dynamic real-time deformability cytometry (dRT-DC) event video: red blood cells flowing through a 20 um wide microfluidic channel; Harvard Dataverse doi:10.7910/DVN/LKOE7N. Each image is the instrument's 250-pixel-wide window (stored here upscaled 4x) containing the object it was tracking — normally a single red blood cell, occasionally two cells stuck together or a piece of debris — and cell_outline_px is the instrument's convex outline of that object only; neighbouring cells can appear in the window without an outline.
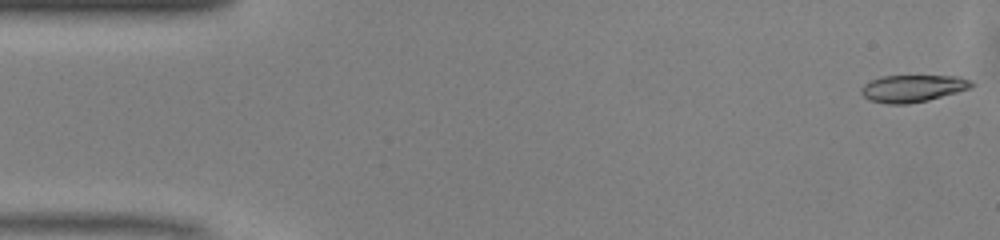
{"species": "common noctule bat (a hibernating species)", "species_latin": "Nyctalus noctula", "temperature_condition": "warm", "stored_images_in_passage": 50, "segment_of_instrument_passage": [1, 2], "camera_frame_rate_fps": 3000, "um_per_image_px": 0.085, "animal": {"sex": "male", "body_mass_g": 13.0, "forearm_length_mm": 53.1}, "frame": {"image": 1, "passage_image": 1, "time_ms": 0.0, "image_size_px": [1000, 240], "cell_outline_px": [[976, 84], [972, 88], [928, 100], [908, 104], [888, 104], [868, 100], [860, 92], [860, 88], [864, 84], [880, 76], [960, 76], [972, 80]], "centroid_in_image_um": [77.61, 7.51], "position_along_channel_um": 7.4, "area_um2": 17.63}}
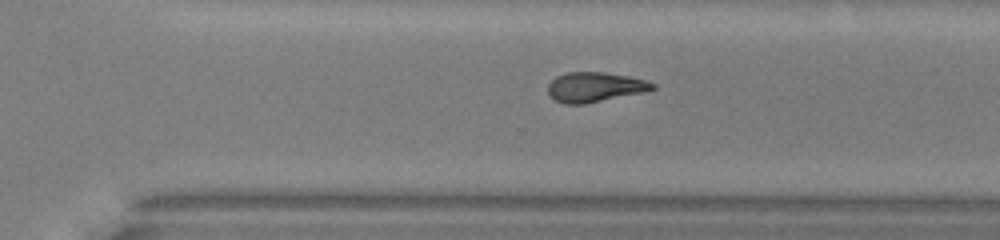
{"frame": {"image": 2, "passage_image": 33, "time_ms": 10.667, "image_size_px": [1000, 240], "cell_outline_px": [[656, 88], [644, 92], [584, 104], [564, 104], [556, 100], [548, 92], [548, 84], [556, 76], [568, 72], [604, 72], [628, 76], [644, 80], [656, 84]], "centroid_in_image_um": [50.56, 7.4], "position_along_channel_um": 320.0, "area_um2": 18.03}}
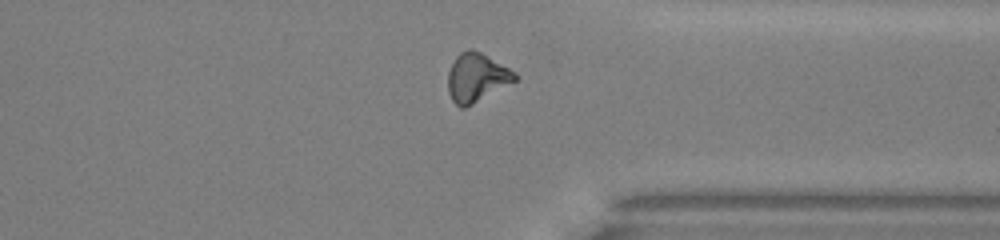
{"frame": {"image": 3, "passage_image": 37, "time_ms": 12.0, "image_size_px": [1000, 240], "cell_outline_px": [[520, 76], [516, 80], [472, 104], [464, 108], [460, 108], [452, 100], [448, 92], [448, 72], [456, 56], [460, 52], [468, 48], [480, 52], [516, 72]], "centroid_in_image_um": [40.5, 6.58], "position_along_channel_um": 370.9, "area_um2": 18.79}}